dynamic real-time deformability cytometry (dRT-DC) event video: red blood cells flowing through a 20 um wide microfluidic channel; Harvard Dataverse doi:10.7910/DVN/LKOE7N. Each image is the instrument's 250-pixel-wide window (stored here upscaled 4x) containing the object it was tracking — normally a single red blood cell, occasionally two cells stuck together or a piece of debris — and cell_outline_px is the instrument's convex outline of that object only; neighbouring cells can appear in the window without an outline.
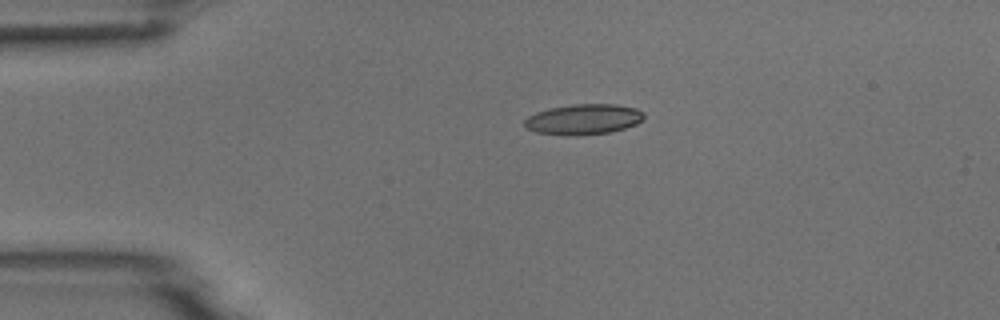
{"species": "common noctule bat (a hibernating species)", "species_latin": "Nyctalus noctula", "temperature_condition": "room temperature", "stored_images_in_passage": 3, "camera_frame_rate_fps": 3000, "um_per_image_px": 0.085, "animal": {"sex": "male", "body_mass_g": 18.8}, "frame": {"image": 1, "passage_image": 1, "time_ms": 0.0, "image_size_px": [1000, 320], "cell_outline_px": [[644, 116], [636, 124], [612, 132], [572, 136], [568, 136], [536, 132], [528, 128], [524, 124], [524, 120], [528, 116], [536, 112], [548, 108], [572, 104], [616, 104], [636, 108], [644, 112]], "centroid_in_image_um": [49.59, 10.14], "position_along_channel_um": 35.4, "area_um2": 21.27}}
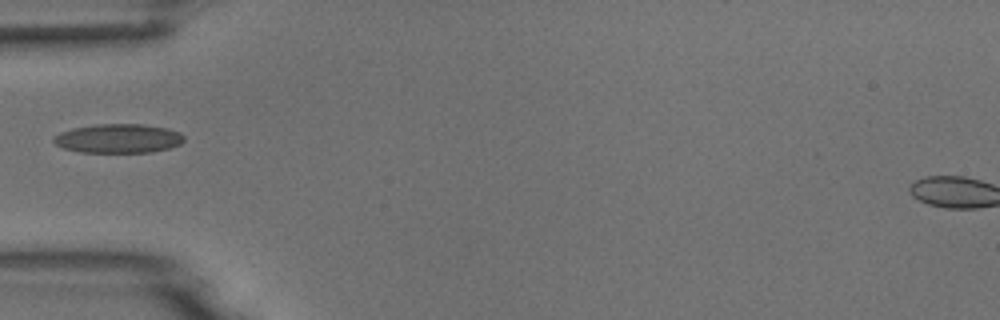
{"frame": {"image": 2, "passage_image": 2, "time_ms": 2.0, "image_size_px": [1000, 320], "cell_outline_px": [[184, 140], [180, 144], [168, 148], [152, 152], [80, 152], [64, 148], [56, 144], [52, 140], [52, 136], [60, 132], [72, 128], [96, 124], [144, 124], [168, 128], [180, 132], [184, 136]], "centroid_in_image_um": [10.05, 11.76], "position_along_channel_um": 74.9, "area_um2": 22.2}}